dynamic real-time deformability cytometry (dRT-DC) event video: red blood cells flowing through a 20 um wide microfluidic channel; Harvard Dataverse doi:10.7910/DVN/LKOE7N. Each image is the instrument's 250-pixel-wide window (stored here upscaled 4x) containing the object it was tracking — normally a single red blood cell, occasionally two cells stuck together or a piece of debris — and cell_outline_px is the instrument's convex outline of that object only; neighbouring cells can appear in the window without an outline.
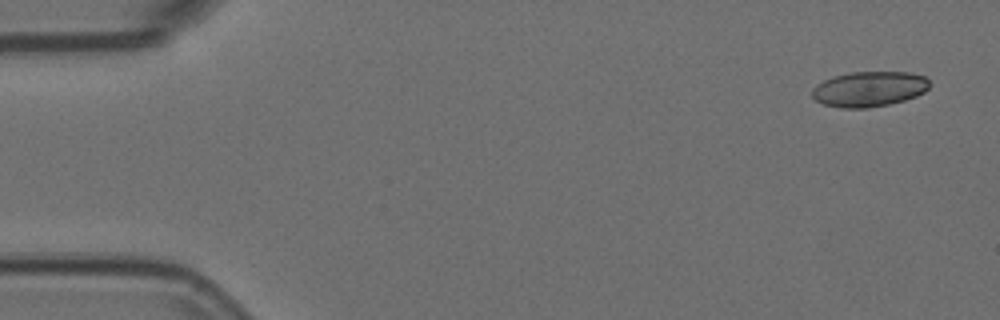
{"species": "Egyptian fruit bat (a non-hibernating species)", "species_latin": "Rousettus aegyptiacus", "temperature_condition": "room temperature", "stored_images_in_passage": 5, "camera_frame_rate_fps": 3000, "um_per_image_px": 0.085, "animal": {"sex": "female"}, "frame": {"image": 1, "passage_image": 1, "time_ms": 0.0, "image_size_px": [1000, 320], "cell_outline_px": [[928, 88], [924, 92], [916, 96], [904, 100], [888, 104], [868, 108], [840, 108], [824, 104], [816, 100], [812, 96], [812, 88], [816, 84], [832, 76], [848, 72], [908, 72], [924, 76], [928, 80]], "centroid_in_image_um": [73.84, 7.56], "position_along_channel_um": 11.2, "area_um2": 24.16}}